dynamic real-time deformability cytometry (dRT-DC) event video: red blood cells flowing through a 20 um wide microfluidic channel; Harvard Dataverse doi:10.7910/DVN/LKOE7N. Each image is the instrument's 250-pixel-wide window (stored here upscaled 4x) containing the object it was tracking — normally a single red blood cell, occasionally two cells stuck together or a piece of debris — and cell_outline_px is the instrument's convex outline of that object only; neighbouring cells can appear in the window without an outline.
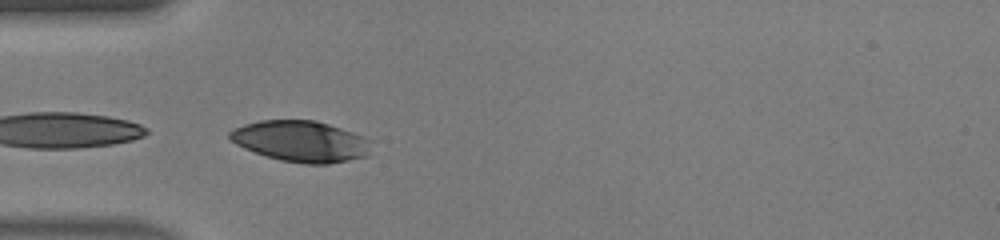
{"species": "human", "species_latin": "Homo sapiens", "temperature_condition": "warm", "stored_images_in_passage": 11, "camera_frame_rate_fps": 3000, "um_per_image_px": 0.085, "donor": {"sex": "male"}, "frame": {"image": 1, "passage_image": 11, "time_ms": 3.333, "image_size_px": [1000, 240], "cell_outline_px": [[376, 140], [368, 156], [328, 164], [308, 164], [280, 160], [244, 148], [236, 144], [228, 136], [228, 132], [232, 128], [244, 124], [260, 120], [316, 120]], "centroid_in_image_um": [25.64, 12.0], "position_along_channel_um": 59.4, "area_um2": 34.16}}